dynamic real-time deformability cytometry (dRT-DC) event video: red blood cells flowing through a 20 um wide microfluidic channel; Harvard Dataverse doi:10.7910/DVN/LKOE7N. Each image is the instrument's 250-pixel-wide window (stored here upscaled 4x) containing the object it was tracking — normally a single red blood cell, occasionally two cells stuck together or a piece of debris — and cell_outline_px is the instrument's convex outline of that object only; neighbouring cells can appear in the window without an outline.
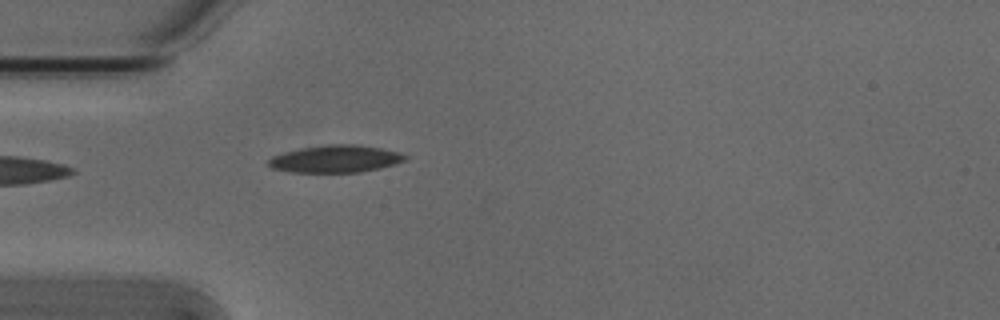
{"species": "Egyptian fruit bat (a non-hibernating species)", "species_latin": "Rousettus aegyptiacus", "temperature_condition": "cold", "stored_images_in_passage": 1, "camera_frame_rate_fps": 3000, "um_per_image_px": 0.085, "animal": {"sex": "male"}, "frame": {"image": 1, "passage_image": 1, "time_ms": 0.0, "image_size_px": [1000, 320], "cell_outline_px": [[408, 160], [396, 164], [380, 168], [360, 172], [292, 172], [272, 168], [268, 164], [268, 160], [272, 156], [300, 148], [328, 144], [356, 144], [380, 148], [400, 152], [408, 156]], "centroid_in_image_um": [28.57, 13.5], "position_along_channel_um": 56.4, "area_um2": 21.79}}